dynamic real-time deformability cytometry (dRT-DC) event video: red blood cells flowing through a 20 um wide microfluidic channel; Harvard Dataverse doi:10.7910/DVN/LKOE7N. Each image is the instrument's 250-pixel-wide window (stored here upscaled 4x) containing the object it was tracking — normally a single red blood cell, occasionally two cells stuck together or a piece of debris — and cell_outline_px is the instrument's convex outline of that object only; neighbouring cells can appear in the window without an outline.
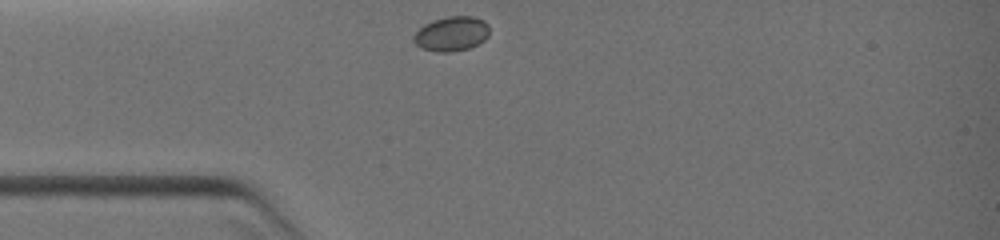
{"species": "common noctule bat (a hibernating species)", "species_latin": "Nyctalus noctula", "temperature_condition": "warm", "stored_images_in_passage": 1, "camera_frame_rate_fps": 3000, "um_per_image_px": 0.085, "animal": {"sex": "female", "body_mass_g": 19.0, "forearm_length_mm": 51.5}, "frame": {"image": 1, "passage_image": 1, "time_ms": 0.0, "image_size_px": [1000, 240], "cell_outline_px": [[488, 36], [484, 40], [468, 48], [452, 52], [436, 52], [424, 48], [416, 44], [412, 40], [412, 36], [424, 24], [432, 20], [448, 16], [472, 16], [484, 20], [488, 24]], "centroid_in_image_um": [38.37, 2.86], "position_along_channel_um": 46.6, "area_um2": 15.26}}